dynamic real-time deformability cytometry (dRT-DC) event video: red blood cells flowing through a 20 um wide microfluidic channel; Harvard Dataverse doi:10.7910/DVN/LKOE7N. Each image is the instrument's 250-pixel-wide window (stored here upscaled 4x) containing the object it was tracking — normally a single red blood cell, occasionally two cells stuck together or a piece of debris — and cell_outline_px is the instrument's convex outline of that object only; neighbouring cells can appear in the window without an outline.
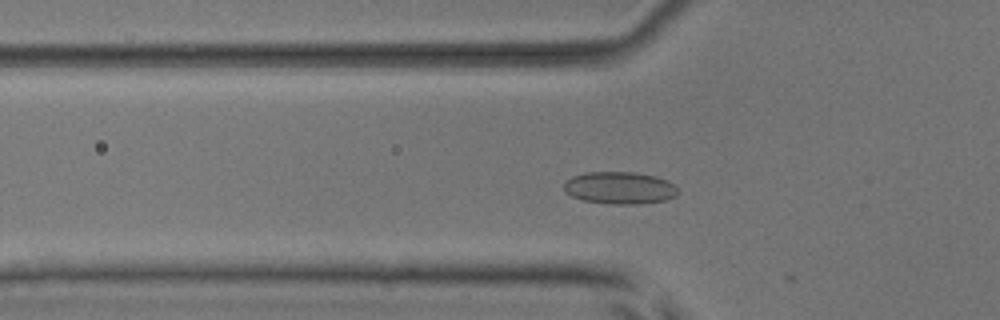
{"species": "common noctule bat (a hibernating species)", "species_latin": "Nyctalus noctula", "temperature_condition": "room temperature", "stored_images_in_passage": 38, "camera_frame_rate_fps": 3000, "um_per_image_px": 0.085, "animal": {"sex": "male", "body_mass_g": 17.9, "forearm_length_mm": 54.2}, "frame": {"image": 1, "passage_image": 15, "time_ms": 4.667, "image_size_px": [1000, 320], "cell_outline_px": [[680, 192], [676, 196], [664, 200], [640, 204], [612, 204], [584, 200], [572, 196], [564, 192], [564, 180], [572, 176], [584, 172], [632, 172], [656, 176], [668, 180]], "centroid_in_image_um": [52.65, 15.96], "position_along_channel_um": 73.1, "area_um2": 21.56}}
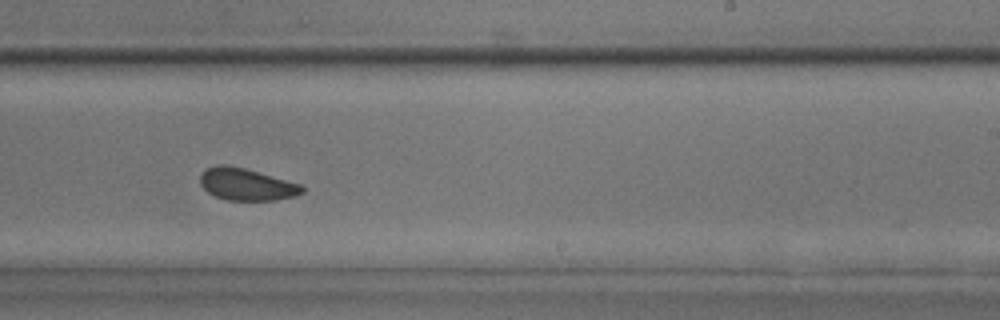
{"frame": {"image": 2, "passage_image": 30, "time_ms": 9.667, "image_size_px": [1000, 320], "cell_outline_px": [[304, 192], [296, 196], [276, 200], [228, 200], [216, 196], [208, 192], [200, 184], [200, 172], [208, 168], [220, 164], [224, 164], [244, 168], [300, 184], [304, 188]], "centroid_in_image_um": [20.95, 15.67], "position_along_channel_um": 268.1, "area_um2": 18.9}}
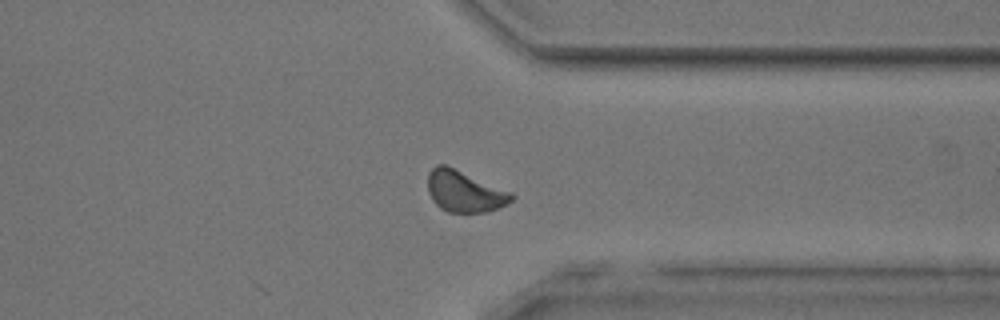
{"frame": {"image": 3, "passage_image": 38, "time_ms": 12.333, "image_size_px": [1000, 320], "cell_outline_px": [[516, 196], [508, 204], [500, 208], [488, 212], [448, 212], [440, 208], [432, 200], [428, 192], [428, 172], [436, 164], [448, 164], [512, 192]], "centroid_in_image_um": [39.5, 16.25], "position_along_channel_um": 371.9, "area_um2": 20.69}, "authors_computed_cell_mechanics": {"area_um2": 19.652, "velocity_mm_per_s": 3.9149, "shape_relaxation_time_tau1_ms": 1.5113, "shape_relaxation_time_tau2_ms": 1.7096, "deformation_change_tau1": 0.0497, "deformation_change_tau2": 0.0635}}